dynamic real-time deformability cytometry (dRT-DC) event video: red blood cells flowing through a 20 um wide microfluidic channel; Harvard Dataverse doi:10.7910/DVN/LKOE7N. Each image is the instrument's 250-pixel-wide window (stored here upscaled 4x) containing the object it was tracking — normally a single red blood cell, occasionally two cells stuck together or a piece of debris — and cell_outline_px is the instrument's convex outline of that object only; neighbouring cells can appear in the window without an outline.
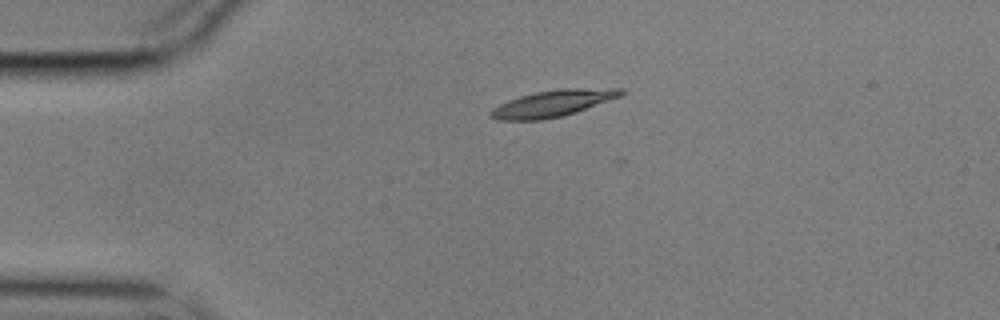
{"species": "common noctule bat (a hibernating species)", "species_latin": "Nyctalus noctula", "temperature_condition": "cold", "stored_images_in_passage": 7, "camera_frame_rate_fps": 3000, "um_per_image_px": 0.085, "animal": {"sex": "male", "body_mass_g": 17.9}, "frame": {"image": 1, "passage_image": 2, "time_ms": 0.333, "image_size_px": [1000, 320], "cell_outline_px": [[628, 92], [620, 96], [576, 112], [560, 116], [540, 120], [496, 120], [488, 116], [488, 112], [492, 108], [508, 100], [520, 96], [536, 92], [560, 88], [624, 88]], "centroid_in_image_um": [46.98, 8.78], "position_along_channel_um": 38.0, "area_um2": 20.23}}